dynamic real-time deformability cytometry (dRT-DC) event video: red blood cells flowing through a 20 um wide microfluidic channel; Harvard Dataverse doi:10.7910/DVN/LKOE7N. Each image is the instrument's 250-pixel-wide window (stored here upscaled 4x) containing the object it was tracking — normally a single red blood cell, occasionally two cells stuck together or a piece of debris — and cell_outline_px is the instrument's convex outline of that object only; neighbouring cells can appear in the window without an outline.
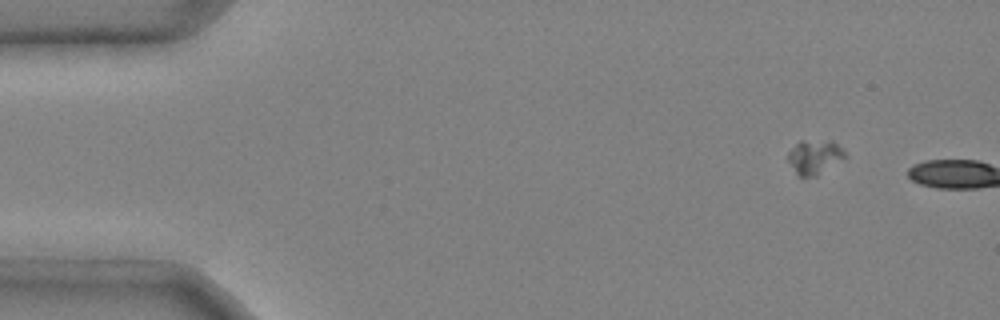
{"species": "common noctule bat (a hibernating species)", "species_latin": "Nyctalus noctula", "temperature_condition": "cold", "stored_images_in_passage": 3, "camera_frame_rate_fps": 3000, "um_per_image_px": 0.085, "animal": {"sex": "male", "body_mass_g": 20.4}, "frame": {"image": 1, "passage_image": 1, "time_ms": 0.0, "image_size_px": [1000, 320], "cell_outline_px": [[848, 156], [844, 160], [816, 176], [796, 176], [788, 160], [788, 152], [800, 140], [832, 140]], "centroid_in_image_um": [69.25, 13.34], "position_along_channel_um": 15.8, "area_um2": 11.56}}